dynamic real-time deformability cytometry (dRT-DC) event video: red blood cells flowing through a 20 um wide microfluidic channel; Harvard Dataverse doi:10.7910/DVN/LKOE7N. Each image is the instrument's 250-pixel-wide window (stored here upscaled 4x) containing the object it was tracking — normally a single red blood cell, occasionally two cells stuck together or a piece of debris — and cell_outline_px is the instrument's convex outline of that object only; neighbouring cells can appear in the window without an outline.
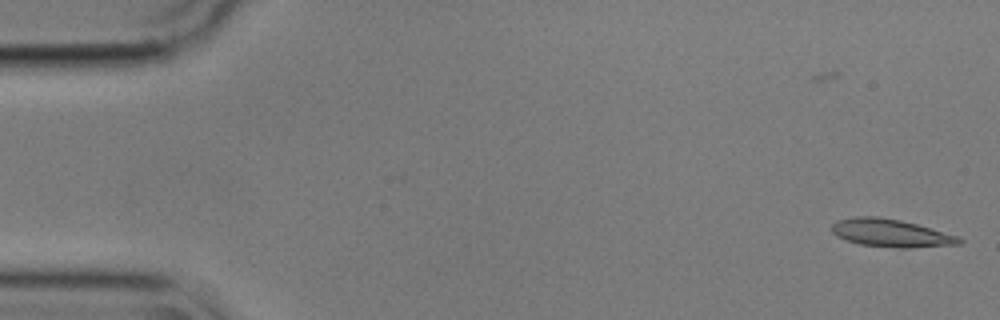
{"species": "common noctule bat (a hibernating species)", "species_latin": "Nyctalus noctula", "temperature_condition": "cold", "stored_images_in_passage": 44, "camera_frame_rate_fps": 3000, "um_per_image_px": 0.085, "animal": {"sex": "male", "body_mass_g": 17.9}, "frame": {"image": 1, "passage_image": 1, "time_ms": 0.0, "image_size_px": [1000, 320], "cell_outline_px": [[964, 240], [960, 244], [912, 248], [896, 248], [860, 244], [836, 236], [832, 232], [832, 224], [836, 220], [856, 216], [876, 216], [916, 224], [960, 236]], "centroid_in_image_um": [75.74, 19.82], "position_along_channel_um": 9.3, "area_um2": 20.63}}
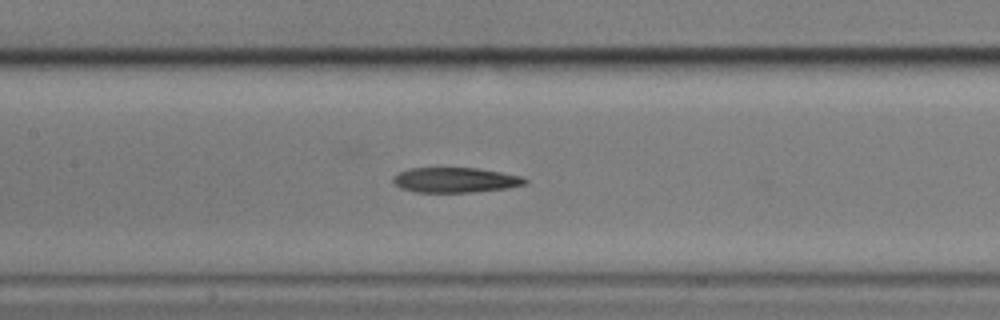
{"frame": {"image": 2, "passage_image": 25, "time_ms": 8.0, "image_size_px": [1000, 320], "cell_outline_px": [[528, 184], [508, 188], [472, 192], [416, 192], [400, 188], [392, 180], [392, 176], [396, 172], [408, 168], [476, 168], [500, 172], [520, 176], [528, 180]], "centroid_in_image_um": [38.67, 15.3], "position_along_channel_um": 168.7, "area_um2": 19.36}}
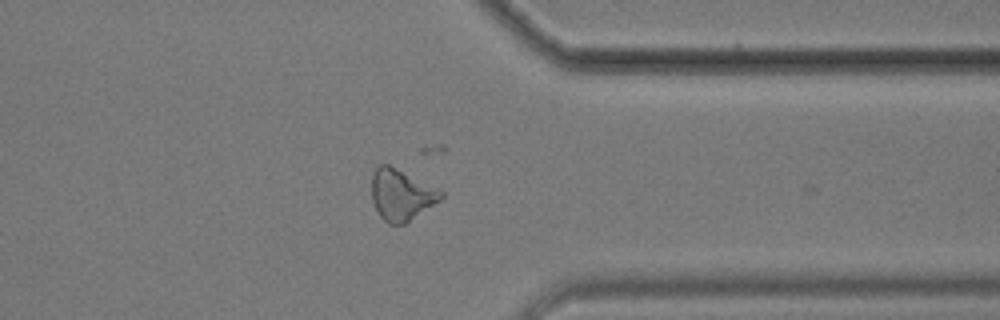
{"frame": {"image": 3, "passage_image": 43, "time_ms": 14.0, "image_size_px": [1000, 320], "cell_outline_px": [[444, 196], [440, 200], [404, 224], [388, 224], [380, 216], [372, 200], [372, 172], [376, 164], [388, 164], [444, 192]], "centroid_in_image_um": [34.07, 16.54], "position_along_channel_um": 377.3, "area_um2": 20.4}}